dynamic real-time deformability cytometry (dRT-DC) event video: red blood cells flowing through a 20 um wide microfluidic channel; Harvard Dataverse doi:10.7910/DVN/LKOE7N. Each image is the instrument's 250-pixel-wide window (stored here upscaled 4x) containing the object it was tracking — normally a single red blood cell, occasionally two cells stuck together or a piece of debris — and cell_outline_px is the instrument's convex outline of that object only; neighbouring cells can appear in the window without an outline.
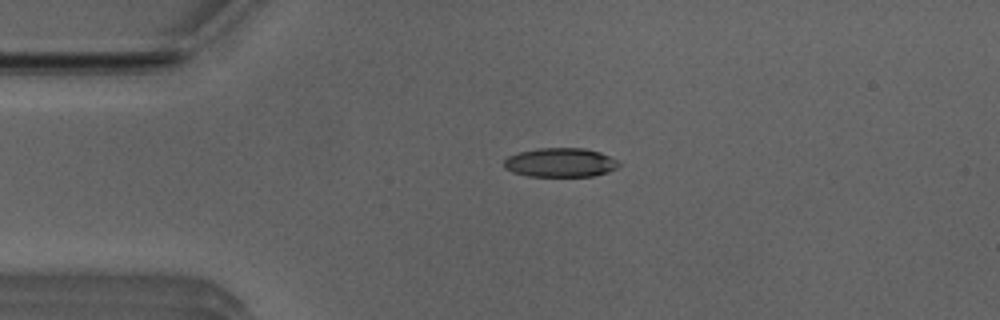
{"species": "Egyptian fruit bat (a non-hibernating species)", "species_latin": "Rousettus aegyptiacus", "temperature_condition": "room temperature", "stored_images_in_passage": 40, "camera_frame_rate_fps": 3000, "um_per_image_px": 0.085, "animal": {"sex": "male"}, "frame": {"image": 1, "passage_image": 1, "time_ms": 0.0, "image_size_px": [1000, 320], "cell_outline_px": [[620, 164], [616, 168], [608, 172], [592, 176], [528, 176], [512, 172], [504, 168], [504, 160], [508, 156], [520, 152], [536, 148], [584, 148], [600, 152], [616, 160]], "centroid_in_image_um": [47.6, 13.81], "position_along_channel_um": 37.4, "area_um2": 19.42}}
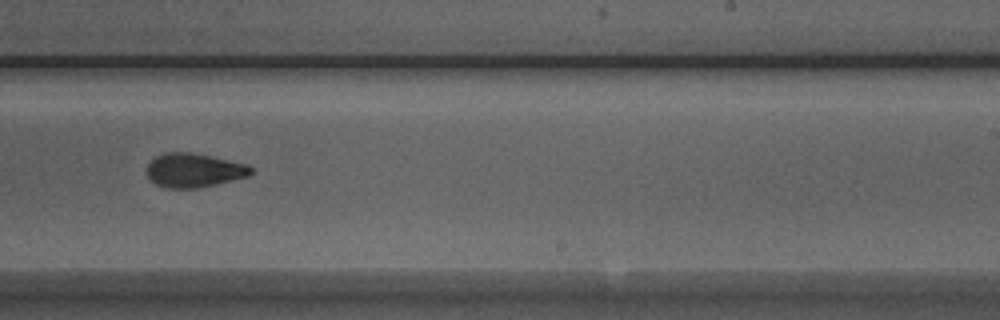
{"frame": {"image": 2, "passage_image": 21, "time_ms": 6.667, "image_size_px": [1000, 320], "cell_outline_px": [[256, 172], [248, 176], [216, 184], [196, 188], [164, 188], [156, 184], [148, 176], [148, 164], [156, 156], [164, 152], [192, 152], [248, 164]], "centroid_in_image_um": [16.51, 14.47], "position_along_channel_um": 272.5, "area_um2": 20.63}}
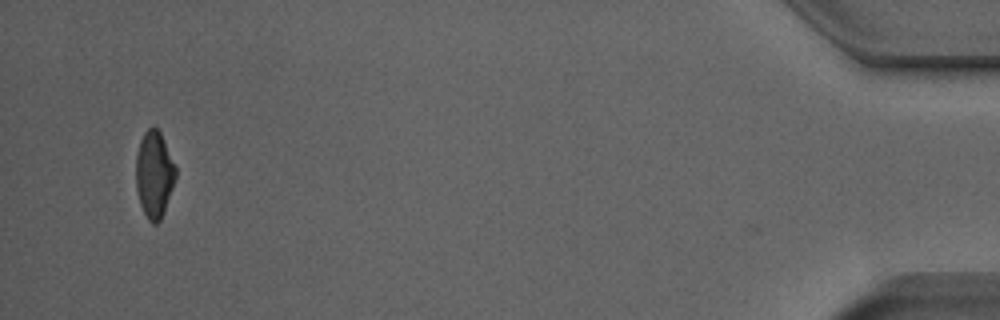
{"frame": {"image": 3, "passage_image": 39, "time_ms": 12.667, "image_size_px": [1000, 320], "cell_outline_px": [[176, 176], [164, 212], [160, 220], [156, 224], [152, 224], [148, 220], [140, 204], [136, 188], [136, 156], [140, 140], [144, 132], [152, 124], [160, 132], [176, 168]], "centroid_in_image_um": [13.09, 14.82], "position_along_channel_um": 422.1, "area_um2": 19.94}, "authors_computed_cell_mechanics": {"area_um2": 20.8369, "velocity_mm_per_s": 3.9711, "shape_relaxation_time_tau1_ms": 4.3348, "shape_relaxation_time_tau2_ms": 4.079, "deformation_change_tau1": 0.1722, "deformation_change_tau2": 0.1062}}